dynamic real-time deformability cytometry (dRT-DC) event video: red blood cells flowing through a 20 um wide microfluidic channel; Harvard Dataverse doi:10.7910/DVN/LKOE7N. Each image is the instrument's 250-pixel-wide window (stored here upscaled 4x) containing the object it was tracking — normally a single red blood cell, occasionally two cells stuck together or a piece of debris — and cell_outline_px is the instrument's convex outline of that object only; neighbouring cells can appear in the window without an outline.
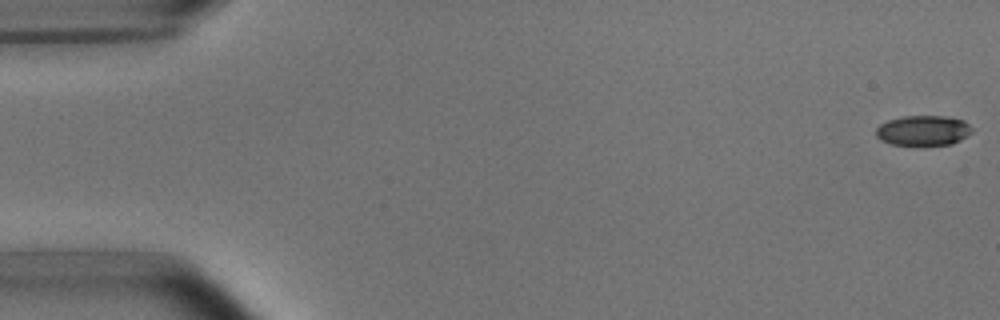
{"species": "common noctule bat (a hibernating species)", "species_latin": "Nyctalus noctula", "temperature_condition": "room temperature", "stored_images_in_passage": 9, "camera_frame_rate_fps": 3000, "um_per_image_px": 0.085, "animal": {"sex": "male", "body_mass_g": 15.6}, "frame": {"image": 1, "passage_image": 1, "time_ms": 0.0, "image_size_px": [1000, 320], "cell_outline_px": [[972, 132], [968, 136], [952, 144], [892, 144], [880, 140], [876, 136], [876, 128], [880, 124], [888, 120], [904, 116], [944, 116], [964, 120], [972, 128]], "centroid_in_image_um": [78.48, 11.08], "position_along_channel_um": 6.5, "area_um2": 16.7}}
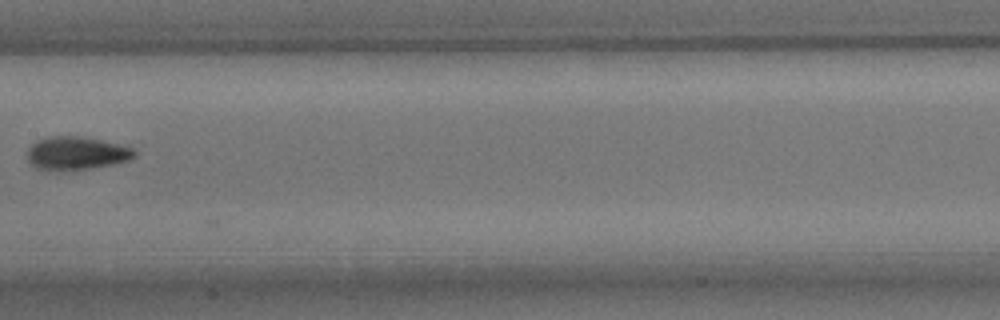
{"frame": {"image": 2, "passage_image": 8, "time_ms": 9.0, "image_size_px": [1000, 320], "cell_outline_px": [[136, 156], [128, 160], [112, 164], [88, 168], [36, 168], [28, 160], [28, 148], [36, 140], [48, 136], [84, 136], [120, 144], [132, 148], [136, 152]], "centroid_in_image_um": [6.52, 12.97], "position_along_channel_um": 200.9, "area_um2": 20.17}}
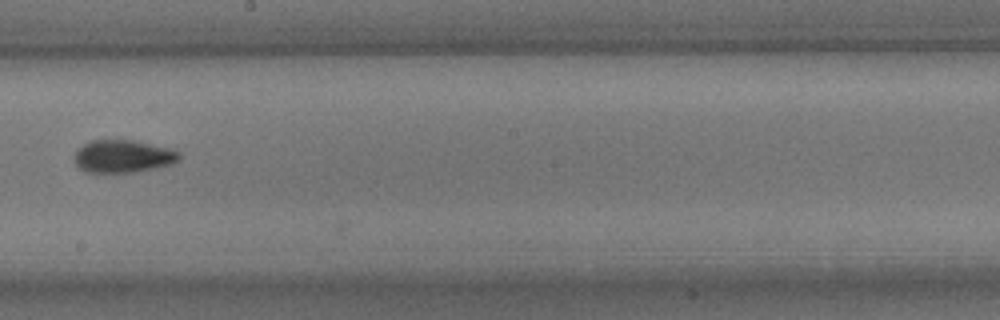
{"frame": {"image": 3, "passage_image": 9, "time_ms": 10.0, "image_size_px": [1000, 320], "cell_outline_px": [[180, 160], [172, 164], [156, 168], [132, 172], [84, 172], [76, 164], [72, 156], [84, 144], [92, 140], [132, 140], [168, 148], [180, 152]], "centroid_in_image_um": [10.45, 13.29], "position_along_channel_um": 237.7, "area_um2": 19.88}}